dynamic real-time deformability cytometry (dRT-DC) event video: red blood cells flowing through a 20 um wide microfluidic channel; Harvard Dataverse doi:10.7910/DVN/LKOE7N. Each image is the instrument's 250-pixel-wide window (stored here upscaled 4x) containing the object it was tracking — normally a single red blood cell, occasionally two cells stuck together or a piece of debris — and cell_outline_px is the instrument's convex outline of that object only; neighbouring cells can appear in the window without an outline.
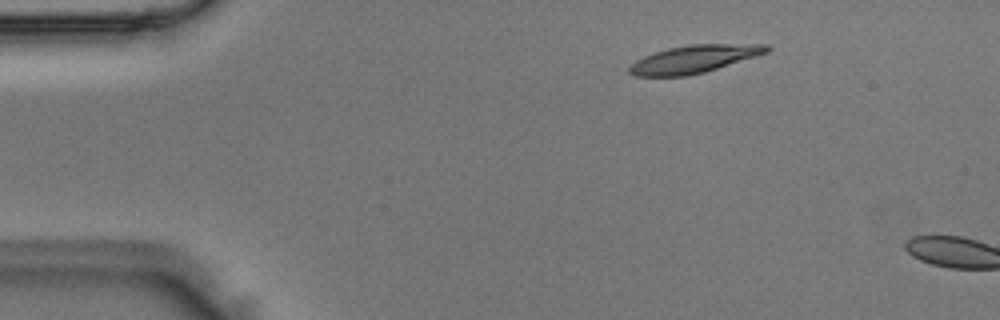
{"species": "Egyptian fruit bat (a non-hibernating species)", "species_latin": "Rousettus aegyptiacus", "temperature_condition": "room temperature", "stored_images_in_passage": 2, "camera_frame_rate_fps": 3000, "um_per_image_px": 0.085, "animal": {"sex": "male"}, "frame": {"image": 1, "passage_image": 1, "time_ms": 0.0, "image_size_px": [1000, 320], "cell_outline_px": [[772, 48], [768, 52], [756, 56], [704, 72], [688, 76], [636, 76], [628, 72], [628, 68], [636, 60], [644, 56], [668, 48], [688, 44], [768, 44]], "centroid_in_image_um": [59.0, 5.01], "position_along_channel_um": 26.0, "area_um2": 22.08}}